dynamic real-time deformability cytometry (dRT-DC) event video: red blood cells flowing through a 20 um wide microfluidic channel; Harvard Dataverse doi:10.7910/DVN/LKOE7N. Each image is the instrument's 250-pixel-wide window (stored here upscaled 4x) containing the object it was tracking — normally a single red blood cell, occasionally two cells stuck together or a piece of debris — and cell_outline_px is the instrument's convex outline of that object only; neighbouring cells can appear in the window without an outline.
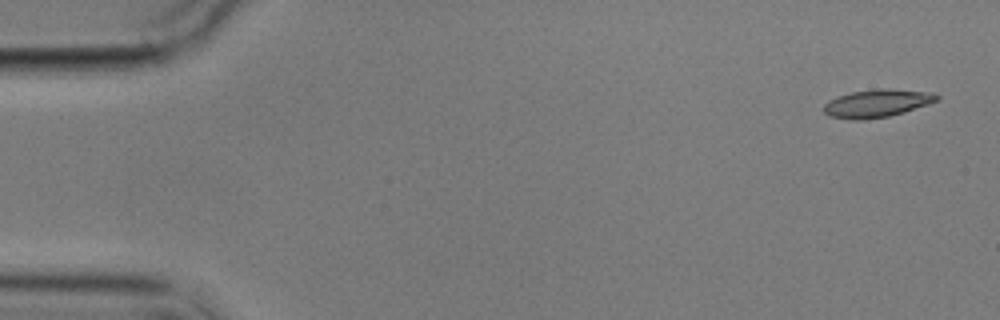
{"species": "common noctule bat (a hibernating species)", "species_latin": "Nyctalus noctula", "temperature_condition": "cold", "stored_images_in_passage": 4, "camera_frame_rate_fps": 3000, "um_per_image_px": 0.085, "animal": {"sex": "male", "body_mass_g": 17.9}, "frame": {"image": 1, "passage_image": 1, "time_ms": 0.0, "image_size_px": [1000, 320], "cell_outline_px": [[940, 100], [904, 112], [888, 116], [864, 120], [852, 120], [828, 116], [824, 112], [824, 104], [828, 100], [852, 92], [876, 88], [884, 88], [932, 92], [940, 96]], "centroid_in_image_um": [74.55, 8.78], "position_along_channel_um": 10.4, "area_um2": 18.44}}
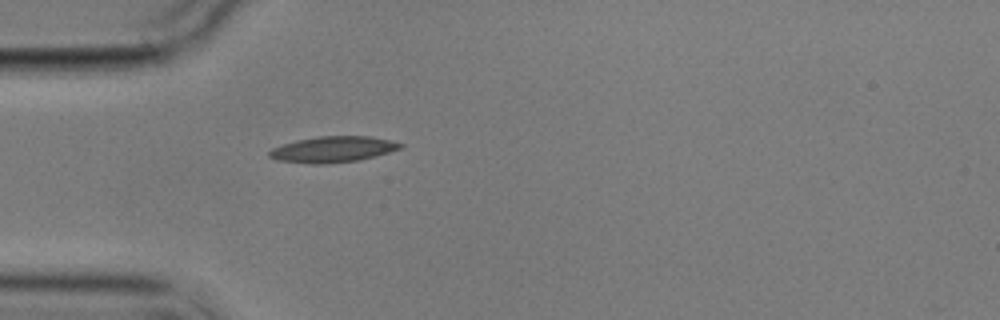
{"frame": {"image": 2, "passage_image": 4, "time_ms": 4.667, "image_size_px": [1000, 320], "cell_outline_px": [[404, 148], [356, 160], [324, 164], [312, 164], [276, 160], [268, 156], [268, 152], [272, 148], [296, 140], [320, 136], [372, 136], [404, 144]], "centroid_in_image_um": [28.27, 12.69], "position_along_channel_um": 56.7, "area_um2": 19.65}}